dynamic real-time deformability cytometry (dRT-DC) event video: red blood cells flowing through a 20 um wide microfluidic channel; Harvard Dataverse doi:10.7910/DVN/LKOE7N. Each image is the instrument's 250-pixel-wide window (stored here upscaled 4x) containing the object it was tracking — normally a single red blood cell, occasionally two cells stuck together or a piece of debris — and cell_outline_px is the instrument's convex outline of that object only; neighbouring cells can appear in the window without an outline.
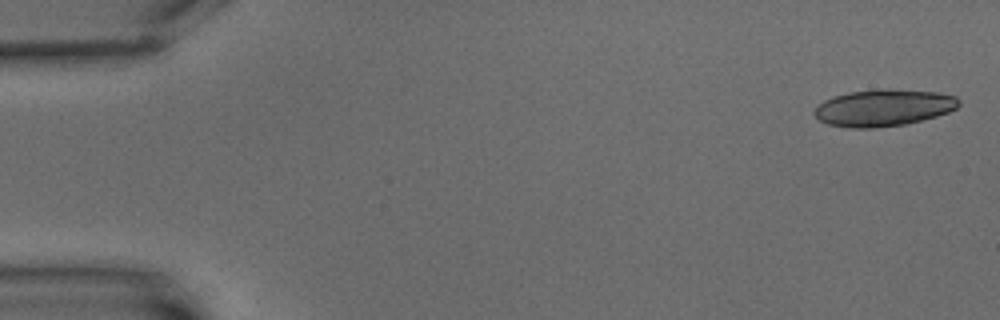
{"species": "common noctule bat (a hibernating species)", "species_latin": "Nyctalus noctula", "temperature_condition": "warm", "stored_images_in_passage": 5, "camera_frame_rate_fps": 3000, "um_per_image_px": 0.085, "animal": {"sex": "male", "body_mass_g": 15.6}, "frame": {"image": 1, "passage_image": 1, "time_ms": 0.0, "image_size_px": [1000, 320], "cell_outline_px": [[960, 104], [956, 108], [948, 112], [936, 116], [904, 124], [872, 128], [852, 128], [828, 124], [820, 120], [812, 112], [824, 100], [848, 92], [892, 88], [940, 92], [956, 96], [960, 100]], "centroid_in_image_um": [75.14, 9.14], "position_along_channel_um": 9.9, "area_um2": 30.92}}